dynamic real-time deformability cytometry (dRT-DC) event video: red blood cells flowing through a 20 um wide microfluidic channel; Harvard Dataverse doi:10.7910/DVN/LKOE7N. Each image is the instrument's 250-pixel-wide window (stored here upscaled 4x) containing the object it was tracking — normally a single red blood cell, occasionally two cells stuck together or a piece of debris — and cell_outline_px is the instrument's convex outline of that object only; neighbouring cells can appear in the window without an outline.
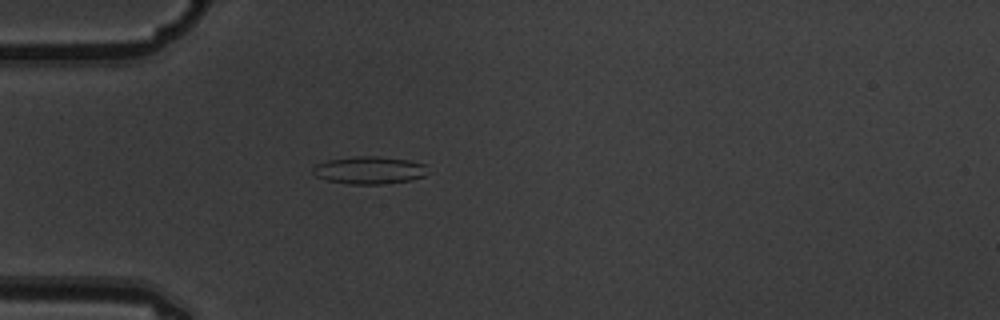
{"species": "common noctule bat (a hibernating species)", "species_latin": "Nyctalus noctula", "temperature_condition": "warm", "stored_images_in_passage": 5, "camera_frame_rate_fps": 3000, "um_per_image_px": 0.085, "animal": {"sex": "male", "body_mass_g": 19.5, "forearm_length_mm": 54.6}, "frame": {"image": 1, "passage_image": 5, "time_ms": 1.333, "image_size_px": [1000, 320], "cell_outline_px": [[432, 172], [424, 176], [412, 180], [380, 184], [352, 184], [328, 180], [316, 176], [312, 172], [312, 168], [316, 164], [328, 160], [352, 156], [376, 156], [408, 160], [424, 164]], "centroid_in_image_um": [31.43, 14.46], "position_along_channel_um": 53.6, "area_um2": 18.55}}